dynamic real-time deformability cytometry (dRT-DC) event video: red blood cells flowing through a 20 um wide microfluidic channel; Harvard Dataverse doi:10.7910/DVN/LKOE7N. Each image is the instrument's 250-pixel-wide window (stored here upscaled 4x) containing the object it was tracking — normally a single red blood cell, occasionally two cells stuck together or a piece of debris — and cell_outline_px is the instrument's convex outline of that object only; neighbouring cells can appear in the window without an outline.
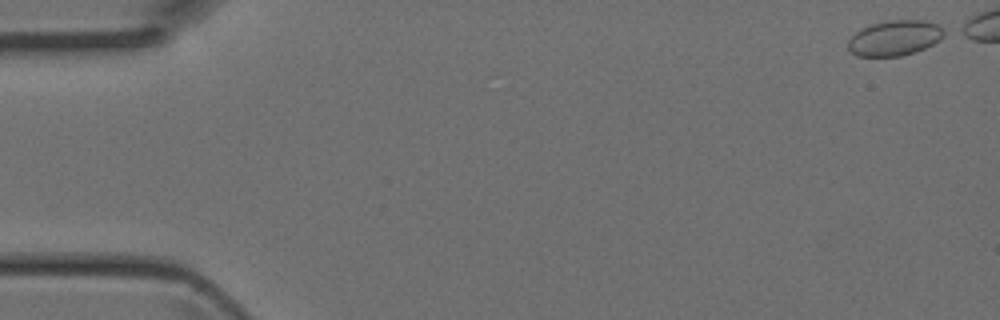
{"species": "Egyptian fruit bat (a non-hibernating species)", "species_latin": "Rousettus aegyptiacus", "temperature_condition": "room temperature", "stored_images_in_passage": 5, "camera_frame_rate_fps": 3000, "um_per_image_px": 0.085, "animal": {"sex": "female"}, "frame": {"image": 1, "passage_image": 1, "time_ms": 0.0, "image_size_px": [1000, 320], "cell_outline_px": [[948, 32], [940, 40], [916, 52], [900, 56], [856, 56], [848, 48], [848, 40], [856, 32], [872, 24], [892, 20], [924, 20], [936, 24]], "centroid_in_image_um": [76.08, 3.23], "position_along_channel_um": 8.9, "area_um2": 19.65}}